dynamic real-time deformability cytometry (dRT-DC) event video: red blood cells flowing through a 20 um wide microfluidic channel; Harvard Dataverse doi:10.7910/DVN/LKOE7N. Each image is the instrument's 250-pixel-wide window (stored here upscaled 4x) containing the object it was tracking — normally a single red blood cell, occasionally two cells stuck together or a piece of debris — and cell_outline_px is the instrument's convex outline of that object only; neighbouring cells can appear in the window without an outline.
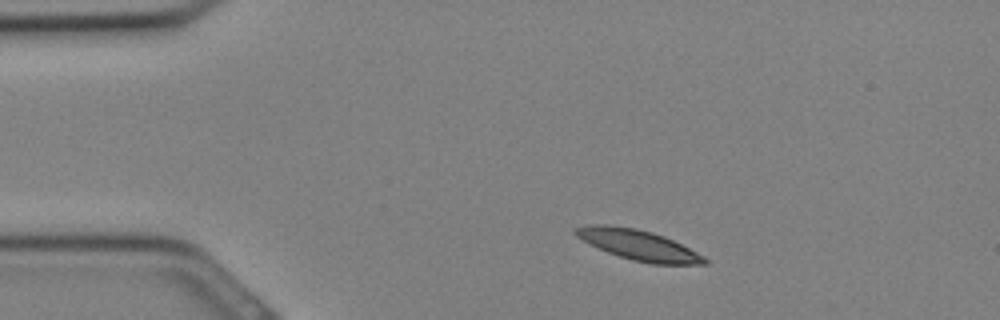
{"species": "Egyptian fruit bat (a non-hibernating species)", "species_latin": "Rousettus aegyptiacus", "temperature_condition": "cold", "stored_images_in_passage": 29, "camera_frame_rate_fps": 3000, "um_per_image_px": 0.085, "animal": {"sex": "female"}, "frame": {"image": 1, "passage_image": 3, "time_ms": 0.667, "image_size_px": [1000, 320], "cell_outline_px": [[708, 264], [652, 264], [632, 260], [608, 252], [576, 236], [572, 232], [572, 228], [588, 224], [604, 224], [636, 228], [652, 232], [664, 236], [704, 256], [708, 260]], "centroid_in_image_um": [54.24, 20.81], "position_along_channel_um": 30.8, "area_um2": 22.54}}
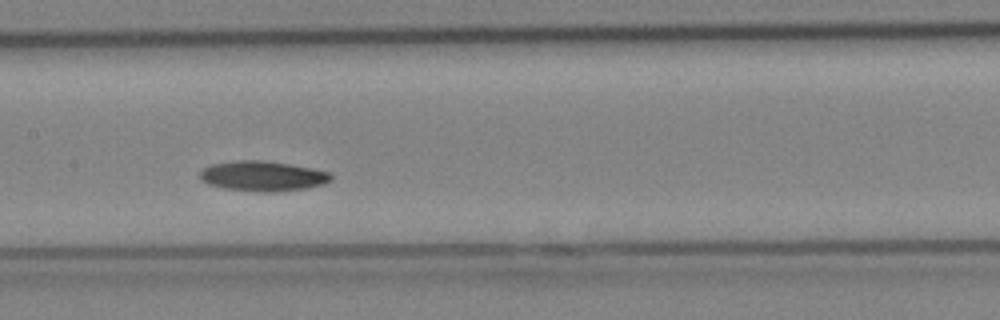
{"frame": {"image": 2, "passage_image": 13, "time_ms": 4.0, "image_size_px": [1000, 320], "cell_outline_px": [[332, 180], [324, 184], [308, 188], [272, 192], [256, 192], [224, 188], [208, 184], [200, 180], [200, 172], [204, 168], [212, 164], [240, 160], [260, 160], [288, 164], [312, 168], [328, 172], [332, 176]], "centroid_in_image_um": [22.33, 14.98], "position_along_channel_um": 185.1, "area_um2": 22.95}}
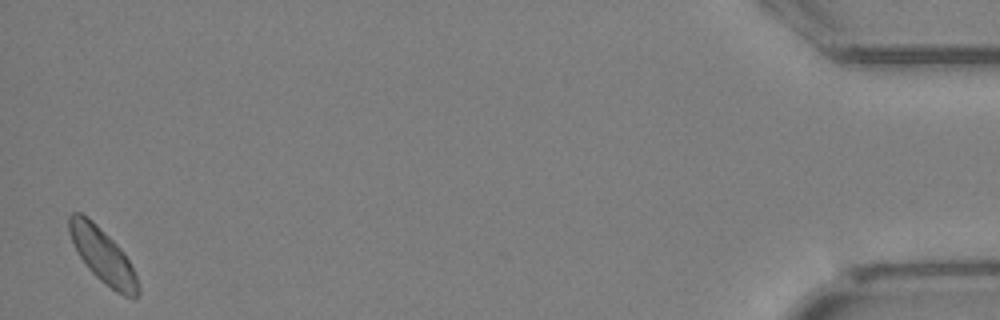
{"frame": {"image": 3, "passage_image": 29, "time_ms": 9.333, "image_size_px": [1000, 320], "cell_outline_px": [[140, 292], [136, 296], [124, 296], [116, 292], [100, 280], [88, 268], [80, 256], [68, 232], [68, 216], [72, 212], [80, 212], [92, 220], [124, 252], [136, 276], [140, 288]], "centroid_in_image_um": [8.71, 21.71], "position_along_channel_um": 426.5, "area_um2": 21.5}}